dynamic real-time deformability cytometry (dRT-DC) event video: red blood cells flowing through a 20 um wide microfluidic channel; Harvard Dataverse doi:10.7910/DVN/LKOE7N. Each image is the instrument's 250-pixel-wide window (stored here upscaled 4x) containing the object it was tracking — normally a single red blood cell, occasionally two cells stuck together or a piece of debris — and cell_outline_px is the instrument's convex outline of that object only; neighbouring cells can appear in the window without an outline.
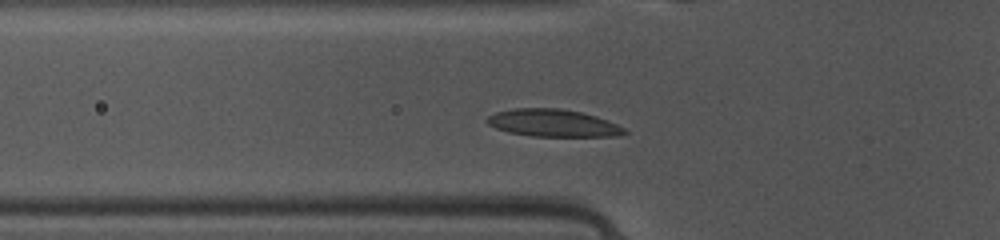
{"species": "common noctule bat (a hibernating species)", "species_latin": "Nyctalus noctula", "temperature_condition": "warm", "stored_images_in_passage": 36, "camera_frame_rate_fps": 3000, "um_per_image_px": 0.085, "animal": {"sex": "female", "body_mass_g": 10.0, "forearm_length_mm": 53.1}, "frame": {"image": 1, "passage_image": 4, "time_ms": 1.0, "image_size_px": [1000, 240], "cell_outline_px": [[628, 132], [620, 136], [532, 136], [508, 132], [496, 128], [488, 124], [484, 120], [488, 116], [496, 112], [516, 108], [560, 108], [580, 112], [596, 116], [616, 124], [624, 128]], "centroid_in_image_um": [46.99, 10.46], "position_along_channel_um": 78.8, "area_um2": 21.85}}
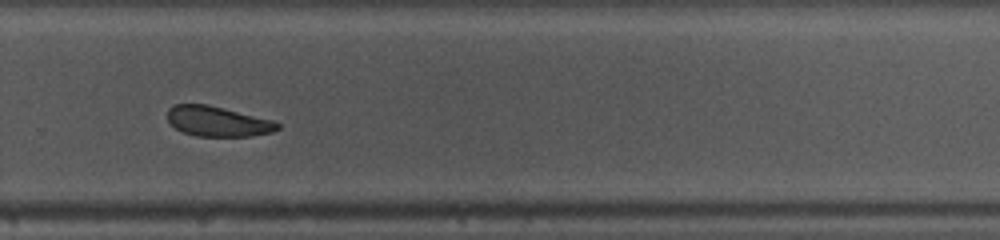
{"frame": {"image": 2, "passage_image": 21, "time_ms": 6.667, "image_size_px": [1000, 240], "cell_outline_px": [[280, 128], [272, 132], [252, 136], [196, 136], [184, 132], [176, 128], [168, 120], [168, 108], [176, 104], [208, 104], [272, 120], [280, 124]], "centroid_in_image_um": [18.51, 10.31], "position_along_channel_um": 311.3, "area_um2": 19.19}}
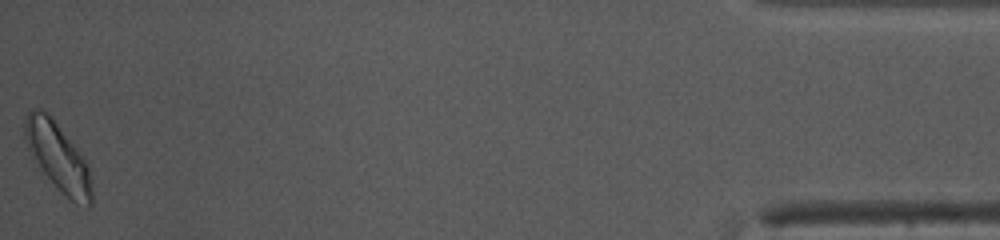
{"frame": {"image": 3, "passage_image": 36, "time_ms": 11.667, "image_size_px": [1000, 240], "cell_outline_px": [[92, 204], [88, 208], [76, 204], [60, 192], [32, 160], [24, 136], [24, 124], [28, 112], [32, 108], [40, 108], [48, 112], [52, 116], [80, 152], [88, 164], [92, 184]], "centroid_in_image_um": [4.93, 13.35], "position_along_channel_um": 430.3, "area_um2": 27.11}, "authors_computed_cell_mechanics": {"area_um2": 21.1259, "velocity_mm_per_s": 4.1012, "shape_relaxation_time_tau1_ms": 2.0116, "shape_relaxation_time_tau2_ms": null, "deformation_change_tau1": 0.0807, "deformation_change_tau2": null}}